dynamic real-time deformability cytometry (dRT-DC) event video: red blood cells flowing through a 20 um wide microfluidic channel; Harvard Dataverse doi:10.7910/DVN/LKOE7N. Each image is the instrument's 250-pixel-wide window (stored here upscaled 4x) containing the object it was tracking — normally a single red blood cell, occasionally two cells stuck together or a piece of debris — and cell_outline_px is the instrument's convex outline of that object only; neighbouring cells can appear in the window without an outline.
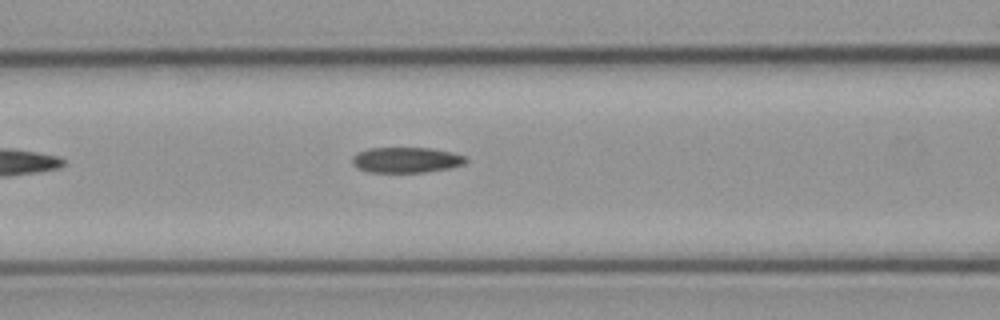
{"species": "common noctule bat (a hibernating species)", "species_latin": "Nyctalus noctula", "temperature_condition": "cold", "stored_images_in_passage": 5, "camera_frame_rate_fps": 3000, "um_per_image_px": 0.085, "animal": {"sex": "male", "body_mass_g": 23.1, "forearm_length_mm": 52.7}, "frame": {"image": 1, "passage_image": 5, "time_ms": 5.667, "image_size_px": [1000, 320], "cell_outline_px": [[468, 160], [464, 164], [452, 168], [424, 172], [368, 172], [356, 168], [352, 164], [352, 156], [356, 152], [368, 148], [432, 148], [452, 152], [464, 156]], "centroid_in_image_um": [34.5, 13.59], "position_along_channel_um": 132.1, "area_um2": 17.11}}